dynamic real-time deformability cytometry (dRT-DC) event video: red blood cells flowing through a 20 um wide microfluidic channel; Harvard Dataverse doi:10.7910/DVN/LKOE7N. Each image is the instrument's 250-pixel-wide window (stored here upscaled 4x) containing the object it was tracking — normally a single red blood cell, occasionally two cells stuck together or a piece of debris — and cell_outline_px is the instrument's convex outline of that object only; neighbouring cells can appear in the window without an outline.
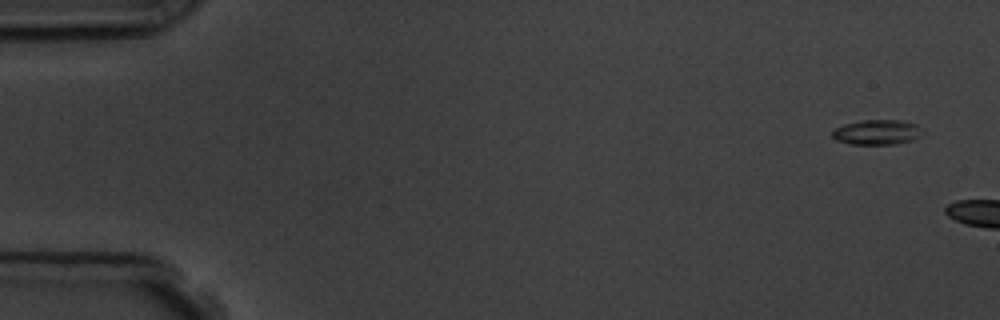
{"species": "common noctule bat (a hibernating species)", "species_latin": "Nyctalus noctula", "temperature_condition": "room temperature", "stored_images_in_passage": 3, "camera_frame_rate_fps": 3000, "um_per_image_px": 0.085, "animal": {"sex": "male", "body_mass_g": 19.5, "forearm_length_mm": 54.6}, "frame": {"image": 1, "passage_image": 1, "time_ms": 0.0, "image_size_px": [1000, 320], "cell_outline_px": [[924, 132], [912, 140], [896, 144], [852, 144], [836, 140], [832, 136], [832, 132], [836, 128], [844, 124], [860, 120], [904, 120], [916, 124]], "centroid_in_image_um": [74.55, 11.23], "position_along_channel_um": 10.4, "area_um2": 13.12}}